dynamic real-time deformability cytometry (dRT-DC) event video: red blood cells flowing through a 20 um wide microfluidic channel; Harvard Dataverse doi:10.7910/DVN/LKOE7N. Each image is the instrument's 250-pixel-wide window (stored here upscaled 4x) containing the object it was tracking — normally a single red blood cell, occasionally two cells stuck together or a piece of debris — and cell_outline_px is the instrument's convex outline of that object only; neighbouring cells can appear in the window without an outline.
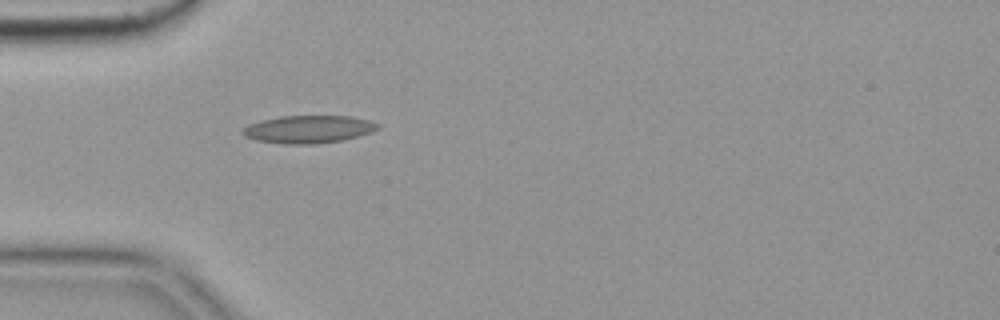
{"species": "common noctule bat (a hibernating species)", "species_latin": "Nyctalus noctula", "temperature_condition": "cold", "stored_images_in_passage": 32, "camera_frame_rate_fps": 3000, "um_per_image_px": 0.085, "animal": {"sex": "female", "body_mass_g": 19.9}, "frame": {"image": 1, "passage_image": 1, "time_ms": 0.0, "image_size_px": [1000, 320], "cell_outline_px": [[380, 128], [372, 132], [340, 140], [316, 144], [284, 144], [256, 140], [244, 136], [240, 132], [248, 124], [260, 120], [280, 116], [348, 116], [368, 120], [380, 124]], "centroid_in_image_um": [26.19, 10.98], "position_along_channel_um": 58.8, "area_um2": 21.79}, "authors_computed_cell_mechanics": {"area_um2": 19.5075, "velocity_mm_per_s": 3.6403, "shape_relaxation_time_tau1_ms": null, "shape_relaxation_time_tau2_ms": 3.0636, "deformation_change_tau1": null, "deformation_change_tau2": 0.1234}}